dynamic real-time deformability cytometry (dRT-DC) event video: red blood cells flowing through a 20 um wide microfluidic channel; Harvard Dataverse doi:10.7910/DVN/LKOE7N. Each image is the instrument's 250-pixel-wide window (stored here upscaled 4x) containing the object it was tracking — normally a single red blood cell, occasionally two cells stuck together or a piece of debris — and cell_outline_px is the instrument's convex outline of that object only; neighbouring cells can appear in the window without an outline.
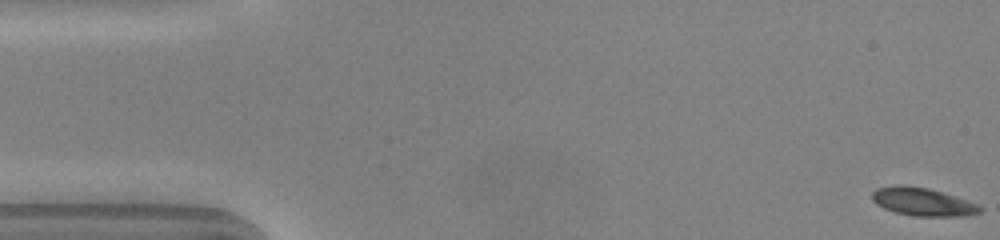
{"species": "common noctule bat (a hibernating species)", "species_latin": "Nyctalus noctula", "temperature_condition": "warm", "stored_images_in_passage": 50, "camera_frame_rate_fps": 3000, "um_per_image_px": 0.085, "animal": {"sex": "male", "body_mass_g": 20.0, "forearm_length_mm": 53.3}, "frame": {"image": 1, "passage_image": 1, "time_ms": 0.0, "image_size_px": [1000, 240], "cell_outline_px": [[984, 208], [980, 212], [968, 216], [912, 216], [896, 212], [884, 208], [876, 204], [872, 200], [872, 192], [876, 188], [900, 184], [928, 188], [980, 204]], "centroid_in_image_um": [78.44, 17.16], "position_along_channel_um": 6.6, "area_um2": 17.74}}
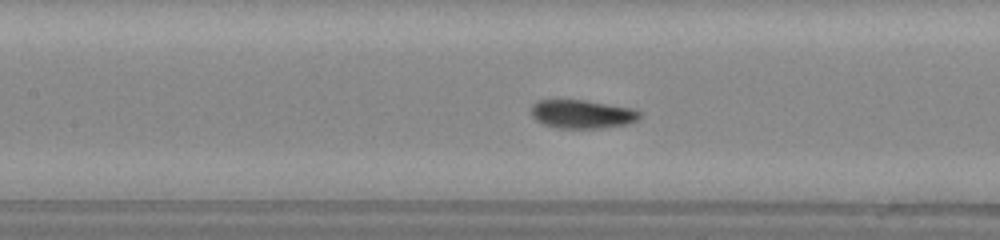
{"frame": {"image": 2, "passage_image": 22, "time_ms": 7.0, "image_size_px": [1000, 240], "cell_outline_px": [[640, 116], [636, 120], [628, 124], [600, 128], [556, 128], [544, 124], [536, 120], [532, 116], [532, 104], [536, 100], [584, 100], [632, 108], [640, 112]], "centroid_in_image_um": [49.46, 9.7], "position_along_channel_um": 157.9, "area_um2": 17.98}}
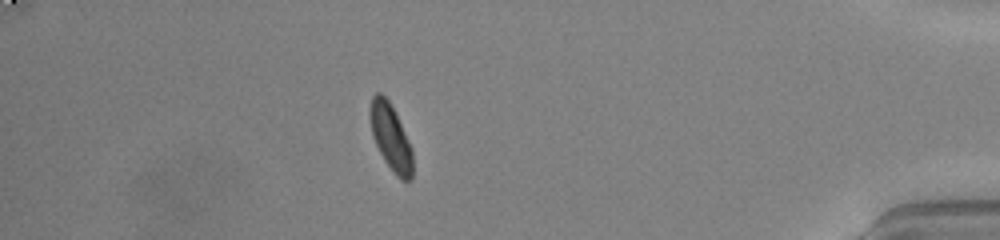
{"frame": {"image": 3, "passage_image": 44, "time_ms": 14.333, "image_size_px": [1000, 240], "cell_outline_px": [[412, 180], [400, 180], [396, 176], [384, 160], [372, 136], [368, 116], [368, 112], [372, 96], [376, 92], [380, 92], [388, 100], [396, 112], [412, 148]], "centroid_in_image_um": [33.19, 11.64], "position_along_channel_um": 402.0, "area_um2": 16.7}, "authors_computed_cell_mechanics": {"area_um2": 17.629, "velocity_mm_per_s": 4.0086, "shape_relaxation_time_tau1_ms": 3.0769, "shape_relaxation_time_tau2_ms": null, "deformation_change_tau1": 0.149, "deformation_change_tau2": null}}